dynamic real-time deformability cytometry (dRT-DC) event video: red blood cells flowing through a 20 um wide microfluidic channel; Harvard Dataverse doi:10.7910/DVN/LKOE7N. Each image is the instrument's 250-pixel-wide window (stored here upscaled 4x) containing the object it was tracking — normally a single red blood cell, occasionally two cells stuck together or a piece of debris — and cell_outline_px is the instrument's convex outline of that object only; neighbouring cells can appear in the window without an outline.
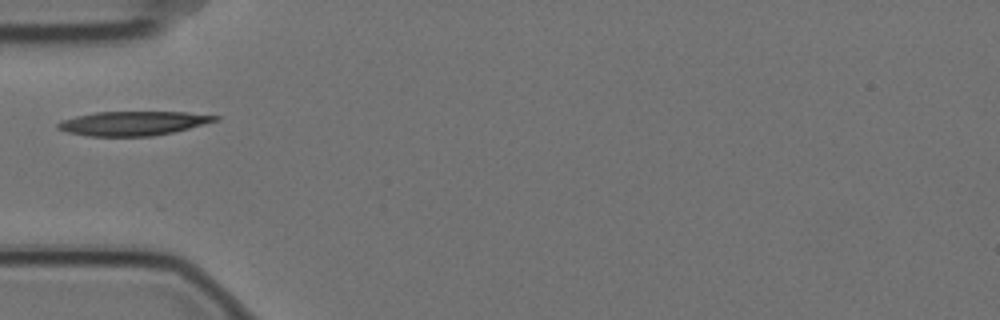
{"species": "Egyptian fruit bat (a non-hibernating species)", "species_latin": "Rousettus aegyptiacus", "temperature_condition": "cold", "stored_images_in_passage": 1, "camera_frame_rate_fps": 3000, "um_per_image_px": 0.085, "animal": {"sex": "female"}, "frame": {"image": 1, "passage_image": 1, "time_ms": 0.0, "image_size_px": [1000, 320], "cell_outline_px": [[220, 120], [172, 132], [152, 136], [88, 136], [68, 132], [56, 128], [56, 124], [60, 120], [76, 116], [96, 112], [188, 112], [220, 116]], "centroid_in_image_um": [11.3, 10.48], "position_along_channel_um": 73.7, "area_um2": 22.14}}